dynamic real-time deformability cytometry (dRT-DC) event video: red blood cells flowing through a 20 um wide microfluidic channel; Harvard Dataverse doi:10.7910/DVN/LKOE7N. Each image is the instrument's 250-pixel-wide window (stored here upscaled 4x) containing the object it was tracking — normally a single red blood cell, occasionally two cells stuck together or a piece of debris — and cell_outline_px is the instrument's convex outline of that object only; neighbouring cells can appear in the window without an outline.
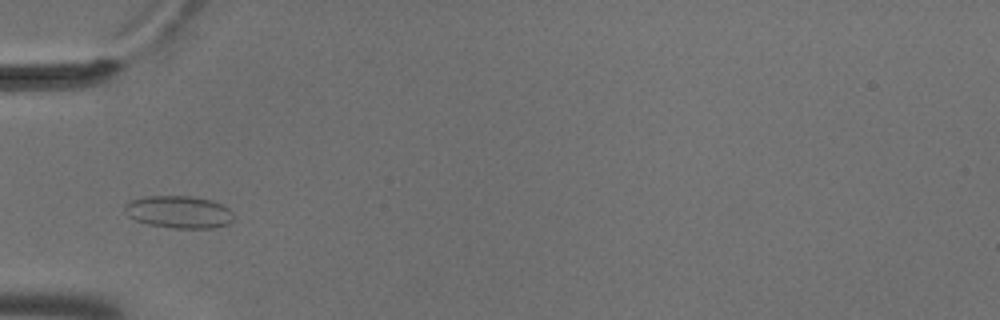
{"species": "common noctule bat (a hibernating species)", "species_latin": "Nyctalus noctula", "temperature_condition": "cold", "stored_images_in_passage": 4, "camera_frame_rate_fps": 3000, "um_per_image_px": 0.085, "animal": {"sex": "male", "body_mass_g": 18.8}, "frame": {"image": 1, "passage_image": 3, "time_ms": 0.667, "image_size_px": [1000, 320], "cell_outline_px": [[232, 220], [228, 224], [212, 228], [172, 228], [148, 224], [136, 220], [128, 216], [124, 208], [132, 200], [148, 196], [192, 196], [212, 200], [228, 208], [232, 212]], "centroid_in_image_um": [15.22, 18.02], "position_along_channel_um": 69.8, "area_um2": 20.35}}